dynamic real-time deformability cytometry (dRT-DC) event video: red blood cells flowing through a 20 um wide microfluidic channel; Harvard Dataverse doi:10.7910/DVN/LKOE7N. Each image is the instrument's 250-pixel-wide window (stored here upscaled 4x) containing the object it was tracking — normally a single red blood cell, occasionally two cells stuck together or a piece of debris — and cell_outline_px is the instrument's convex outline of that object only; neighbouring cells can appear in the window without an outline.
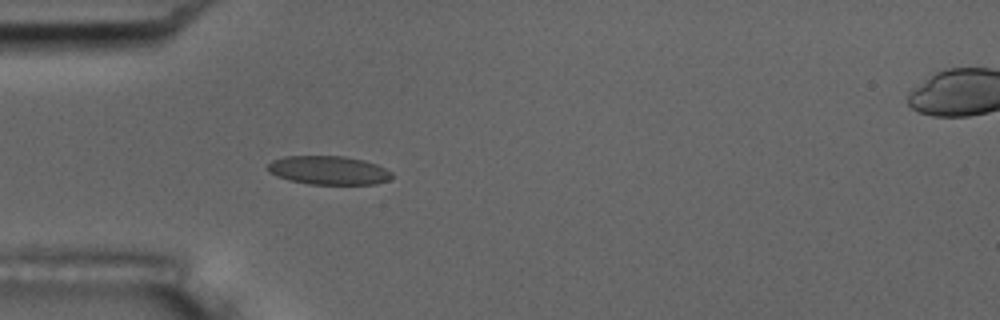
{"species": "common noctule bat (a hibernating species)", "species_latin": "Nyctalus noctula", "temperature_condition": "room temperature", "stored_images_in_passage": 4, "segment_of_instrument_passage": [1, 2], "camera_frame_rate_fps": 3000, "um_per_image_px": 0.085, "animal": {"sex": "male", "body_mass_g": 17.5, "forearm_length_mm": 52.3}, "frame": {"image": 1, "passage_image": 3, "time_ms": 3.333, "image_size_px": [1000, 320], "cell_outline_px": [[392, 176], [388, 180], [376, 184], [308, 184], [288, 180], [276, 176], [268, 172], [268, 164], [272, 160], [284, 156], [344, 156], [364, 160], [376, 164], [392, 172]], "centroid_in_image_um": [27.9, 14.47], "position_along_channel_um": 57.1, "area_um2": 20.81}}